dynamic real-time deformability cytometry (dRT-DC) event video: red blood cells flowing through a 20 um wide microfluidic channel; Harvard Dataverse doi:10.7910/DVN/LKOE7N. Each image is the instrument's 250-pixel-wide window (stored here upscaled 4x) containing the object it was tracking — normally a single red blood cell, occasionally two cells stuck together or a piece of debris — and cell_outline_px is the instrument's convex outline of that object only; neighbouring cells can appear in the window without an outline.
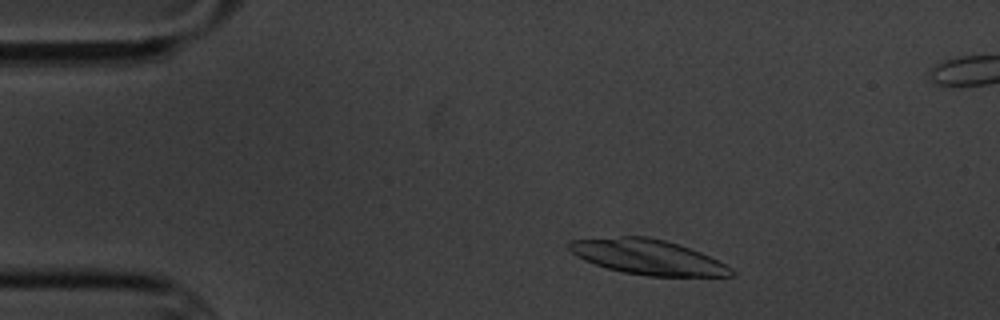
{"species": "common noctule bat (a hibernating species)", "species_latin": "Nyctalus noctula", "temperature_condition": "cold", "stored_images_in_passage": 4, "camera_frame_rate_fps": 3000, "um_per_image_px": 0.085, "animal": {"sex": "male", "body_mass_g": 20.1, "forearm_length_mm": 53.5}, "frame": {"image": 1, "passage_image": 1, "time_ms": 0.0, "image_size_px": [1000, 320], "cell_outline_px": [[736, 276], [648, 276], [624, 272], [608, 268], [584, 260], [576, 256], [568, 248], [568, 240], [620, 236], [648, 236], [664, 240], [700, 252], [732, 268], [736, 272]], "centroid_in_image_um": [55.04, 21.84], "position_along_channel_um": 30.0, "area_um2": 32.89}}